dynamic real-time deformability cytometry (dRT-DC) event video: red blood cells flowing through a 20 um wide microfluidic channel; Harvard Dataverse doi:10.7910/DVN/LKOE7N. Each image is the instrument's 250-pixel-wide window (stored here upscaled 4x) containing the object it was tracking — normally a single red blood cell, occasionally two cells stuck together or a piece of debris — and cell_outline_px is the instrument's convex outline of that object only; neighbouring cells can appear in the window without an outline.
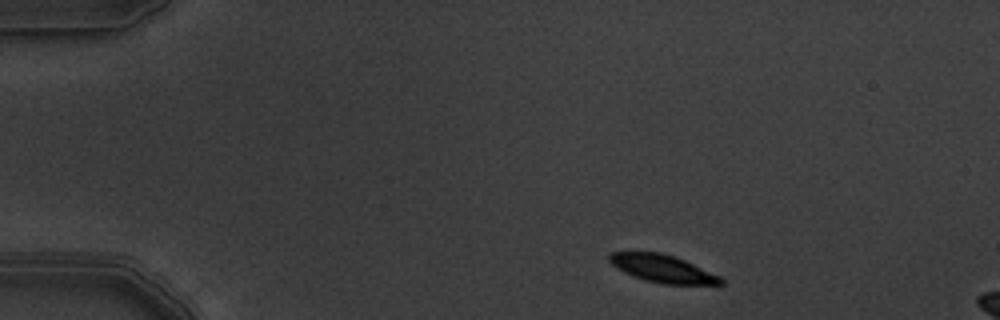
{"species": "common noctule bat (a hibernating species)", "species_latin": "Nyctalus noctula", "temperature_condition": "warm", "stored_images_in_passage": 3, "camera_frame_rate_fps": 3000, "um_per_image_px": 0.085, "animal": {"sex": "male", "body_mass_g": 19.5, "forearm_length_mm": 54.6}, "frame": {"image": 1, "passage_image": 1, "time_ms": 0.0, "image_size_px": [1000, 320], "cell_outline_px": [[724, 284], [660, 284], [644, 280], [632, 276], [616, 268], [608, 260], [608, 256], [612, 252], [660, 252], [676, 256], [720, 276], [724, 280]], "centroid_in_image_um": [56.31, 22.83], "position_along_channel_um": 28.7, "area_um2": 18.03}}